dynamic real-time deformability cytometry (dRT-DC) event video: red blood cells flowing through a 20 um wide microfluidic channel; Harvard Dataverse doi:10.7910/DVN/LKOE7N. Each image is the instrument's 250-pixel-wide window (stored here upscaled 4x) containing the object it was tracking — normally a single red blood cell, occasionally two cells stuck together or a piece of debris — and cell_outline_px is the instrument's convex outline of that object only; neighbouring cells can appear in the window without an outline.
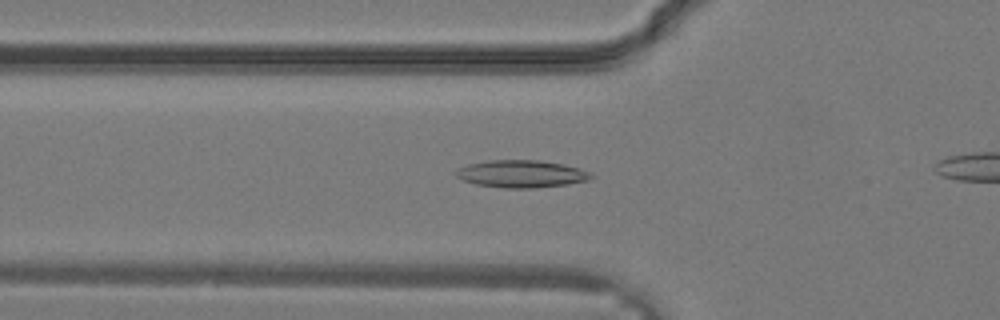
{"species": "common noctule bat (a hibernating species)", "species_latin": "Nyctalus noctula", "temperature_condition": "warm", "stored_images_in_passage": 28, "camera_frame_rate_fps": 3000, "um_per_image_px": 0.085, "animal": {"sex": "male", "body_mass_g": 19.2, "forearm_length_mm": 51.8}, "frame": {"image": 1, "passage_image": 12, "time_ms": 3.667, "image_size_px": [1000, 320], "cell_outline_px": [[596, 176], [592, 180], [568, 184], [536, 188], [504, 188], [476, 184], [464, 180], [456, 176], [456, 168], [468, 164], [488, 160], [540, 160], [564, 164], [580, 168]], "centroid_in_image_um": [44.36, 14.78], "position_along_channel_um": 81.4, "area_um2": 21.79}}
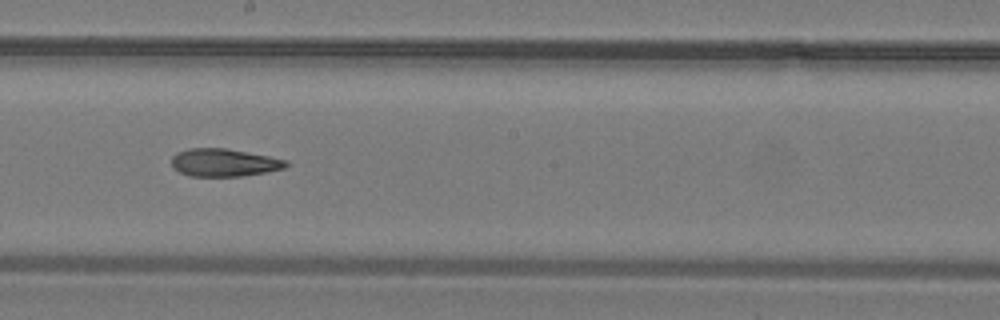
{"frame": {"image": 2, "passage_image": 19, "time_ms": 6.0, "image_size_px": [1000, 320], "cell_outline_px": [[288, 164], [284, 168], [264, 172], [240, 176], [188, 176], [172, 168], [172, 156], [176, 152], [188, 148], [224, 148], [268, 156], [288, 160]], "centroid_in_image_um": [18.99, 13.81], "position_along_channel_um": 229.2, "area_um2": 18.44}}
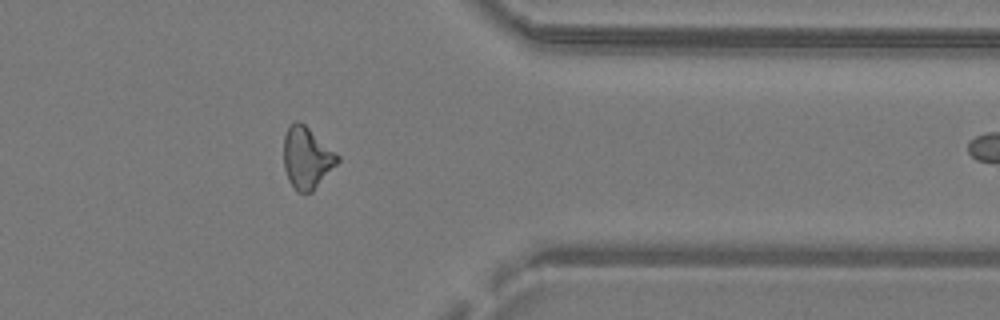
{"frame": {"image": 3, "passage_image": 27, "time_ms": 8.667, "image_size_px": [1000, 320], "cell_outline_px": [[340, 160], [312, 192], [296, 192], [288, 180], [284, 168], [284, 136], [288, 124], [296, 120], [300, 120], [340, 156]], "centroid_in_image_um": [26.06, 13.39], "position_along_channel_um": 385.3, "area_um2": 19.42}}